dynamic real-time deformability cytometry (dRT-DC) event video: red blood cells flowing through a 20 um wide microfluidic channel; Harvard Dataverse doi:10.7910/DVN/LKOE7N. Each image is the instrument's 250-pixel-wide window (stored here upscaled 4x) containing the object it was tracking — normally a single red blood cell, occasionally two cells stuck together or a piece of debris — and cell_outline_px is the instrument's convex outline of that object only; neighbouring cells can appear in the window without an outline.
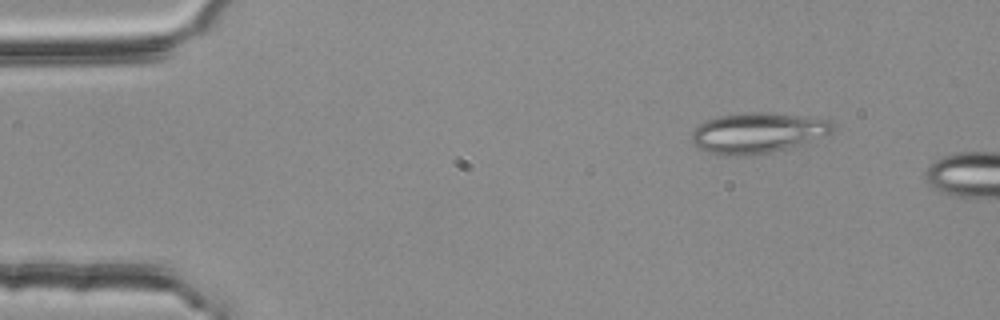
{"species": "common noctule bat (a hibernating species)", "species_latin": "Nyctalus noctula", "temperature_condition": "room temperature", "stored_images_in_passage": 7, "camera_frame_rate_fps": 3000, "um_per_image_px": 0.085, "animal": {"sex": "female", "body_mass_g": 25.1}, "frame": {"image": 1, "passage_image": 3, "time_ms": 0.667, "image_size_px": [1000, 320], "cell_outline_px": [[836, 128], [832, 132], [804, 144], [768, 152], [728, 156], [708, 152], [692, 144], [692, 132], [700, 124], [708, 120], [720, 116], [752, 112], [772, 112], [832, 120]], "centroid_in_image_um": [64.44, 11.28], "position_along_channel_um": 20.6, "area_um2": 32.95}}